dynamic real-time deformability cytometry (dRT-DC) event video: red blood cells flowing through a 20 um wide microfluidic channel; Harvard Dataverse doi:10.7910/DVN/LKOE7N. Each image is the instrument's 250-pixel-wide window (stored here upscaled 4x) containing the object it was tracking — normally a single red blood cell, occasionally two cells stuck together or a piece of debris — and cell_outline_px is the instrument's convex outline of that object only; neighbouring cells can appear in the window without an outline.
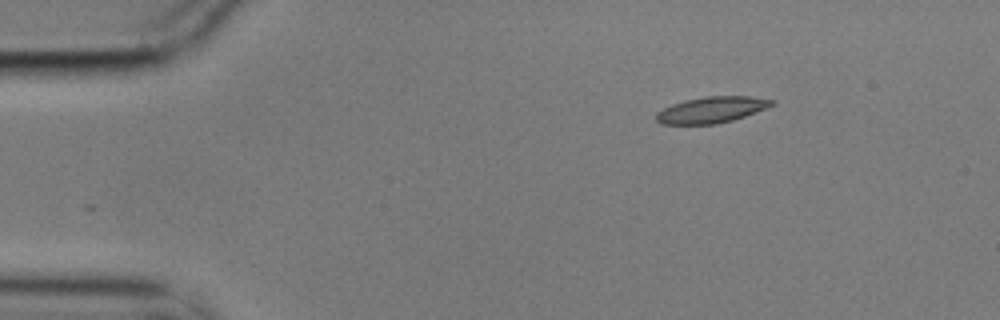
{"species": "common noctule bat (a hibernating species)", "species_latin": "Nyctalus noctula", "temperature_condition": "cold", "stored_images_in_passage": 49, "camera_frame_rate_fps": 3000, "um_per_image_px": 0.085, "animal": {"sex": "male", "body_mass_g": 17.9}, "frame": {"image": 1, "passage_image": 1, "time_ms": 0.0, "image_size_px": [1000, 320], "cell_outline_px": [[776, 104], [744, 116], [732, 120], [716, 124], [660, 124], [656, 120], [656, 112], [672, 104], [684, 100], [708, 96], [748, 96], [776, 100]], "centroid_in_image_um": [60.48, 9.33], "position_along_channel_um": 24.5, "area_um2": 17.57}}
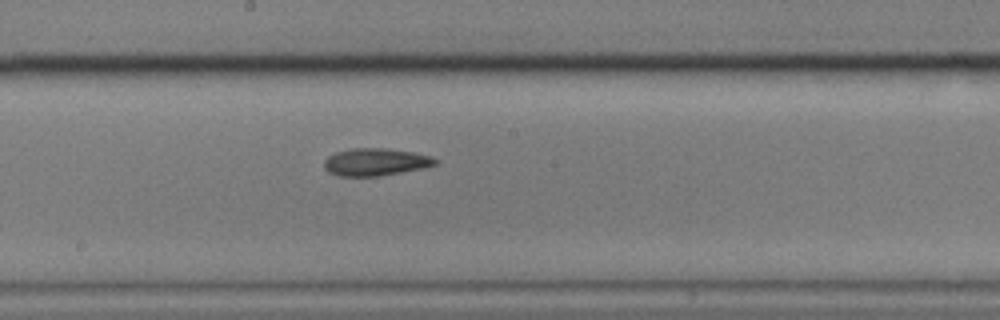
{"frame": {"image": 2, "passage_image": 23, "time_ms": 7.333, "image_size_px": [1000, 320], "cell_outline_px": [[440, 160], [436, 164], [424, 168], [380, 176], [340, 176], [328, 172], [324, 168], [324, 160], [328, 156], [336, 152], [352, 148], [384, 148], [412, 152], [432, 156]], "centroid_in_image_um": [31.93, 13.77], "position_along_channel_um": 216.3, "area_um2": 17.86}}
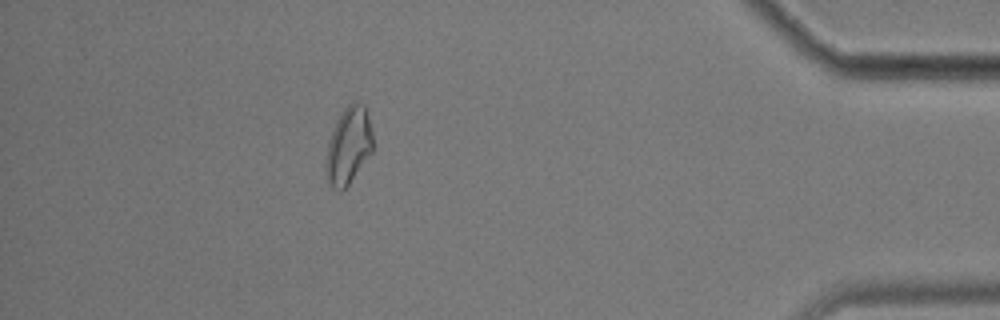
{"frame": {"image": 3, "passage_image": 43, "time_ms": 14.0, "image_size_px": [1000, 320], "cell_outline_px": [[372, 152], [348, 184], [340, 192], [332, 188], [328, 184], [324, 172], [324, 164], [328, 140], [336, 120], [340, 112], [352, 100], [356, 100], [364, 104], [372, 128]], "centroid_in_image_um": [29.58, 12.36], "position_along_channel_um": 405.6, "area_um2": 21.56}, "authors_computed_cell_mechanics": {"area_um2": 17.918, "velocity_mm_per_s": 3.5401, "shape_relaxation_time_tau1_ms": 9.7694, "shape_relaxation_time_tau2_ms": null, "deformation_change_tau1": 0.2075, "deformation_change_tau2": null}}